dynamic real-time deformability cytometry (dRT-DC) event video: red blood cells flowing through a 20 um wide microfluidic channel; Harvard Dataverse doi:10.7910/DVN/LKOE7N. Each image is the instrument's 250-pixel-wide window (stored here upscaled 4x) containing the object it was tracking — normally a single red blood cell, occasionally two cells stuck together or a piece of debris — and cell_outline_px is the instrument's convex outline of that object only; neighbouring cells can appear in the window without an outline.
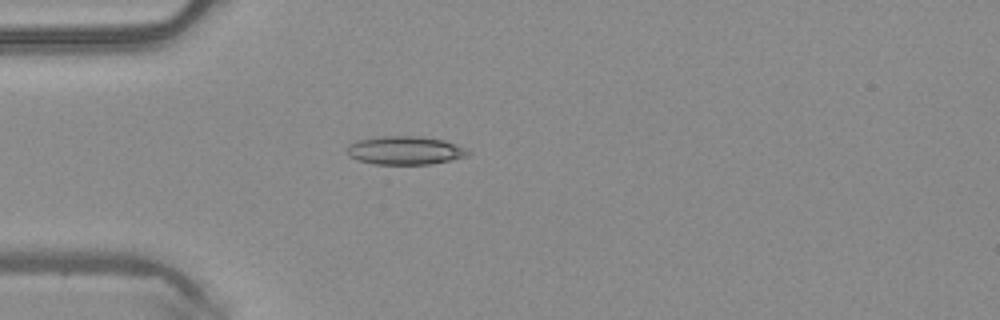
{"species": "common noctule bat (a hibernating species)", "species_latin": "Nyctalus noctula", "temperature_condition": "warm", "stored_images_in_passage": 4, "camera_frame_rate_fps": 3000, "um_per_image_px": 0.085, "animal": {"sex": "male", "body_mass_g": 20.4}, "frame": {"image": 1, "passage_image": 4, "time_ms": 1.0, "image_size_px": [1000, 320], "cell_outline_px": [[472, 152], [464, 156], [432, 164], [372, 164], [356, 160], [348, 156], [348, 144], [356, 140], [380, 136], [420, 136], [444, 140], [456, 144]], "centroid_in_image_um": [34.37, 12.78], "position_along_channel_um": 50.6, "area_um2": 20.06}}